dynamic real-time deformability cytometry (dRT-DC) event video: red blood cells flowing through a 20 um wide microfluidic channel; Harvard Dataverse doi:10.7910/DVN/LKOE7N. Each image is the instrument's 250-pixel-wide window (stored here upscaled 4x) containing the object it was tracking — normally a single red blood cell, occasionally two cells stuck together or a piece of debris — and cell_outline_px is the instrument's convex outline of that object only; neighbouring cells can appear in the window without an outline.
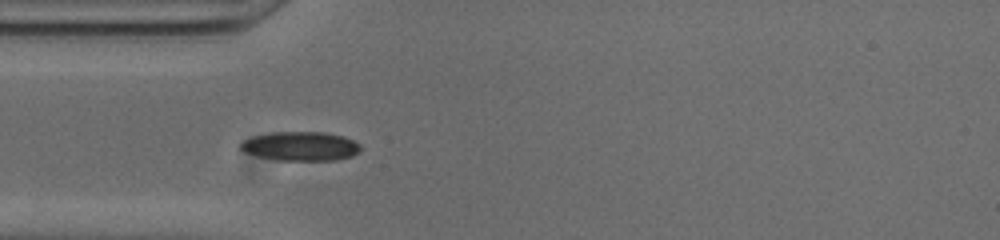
{"species": "common noctule bat (a hibernating species)", "species_latin": "Nyctalus noctula", "temperature_condition": "cold", "stored_images_in_passage": 36, "camera_frame_rate_fps": 3000, "um_per_image_px": 0.085, "animal": {"sex": "male", "body_mass_g": 20.0, "forearm_length_mm": 53.3}, "frame": {"image": 1, "passage_image": 5, "time_ms": 1.333, "image_size_px": [1000, 240], "cell_outline_px": [[360, 152], [352, 156], [336, 160], [280, 160], [260, 156], [244, 152], [240, 148], [240, 144], [244, 140], [252, 136], [272, 132], [324, 132], [344, 136], [360, 144]], "centroid_in_image_um": [25.57, 12.42], "position_along_channel_um": 59.4, "area_um2": 20.29}}
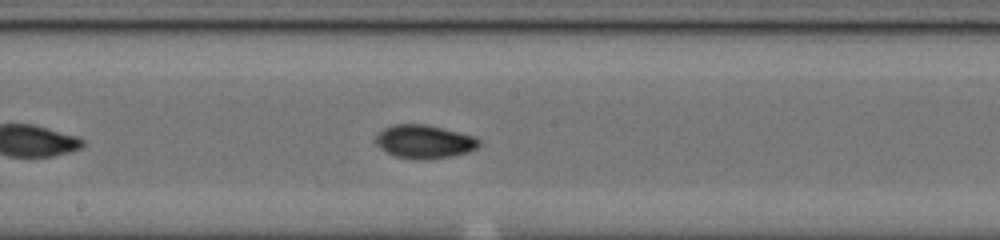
{"frame": {"image": 2, "passage_image": 17, "time_ms": 5.333, "image_size_px": [1000, 240], "cell_outline_px": [[480, 144], [476, 148], [468, 152], [452, 156], [396, 156], [380, 148], [376, 144], [376, 136], [384, 128], [392, 124], [424, 124], [476, 136], [480, 140]], "centroid_in_image_um": [36.09, 11.98], "position_along_channel_um": 212.1, "area_um2": 19.19}}
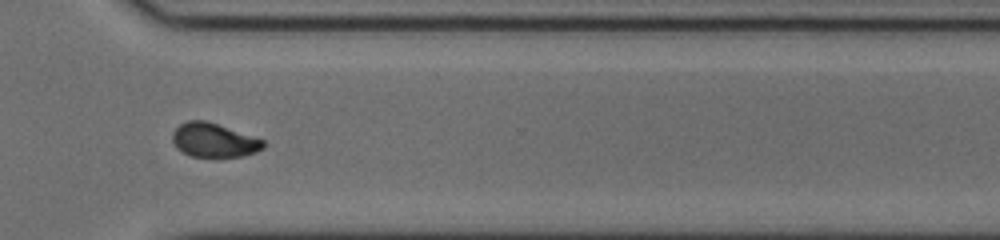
{"frame": {"image": 3, "passage_image": 28, "time_ms": 9.0, "image_size_px": [1000, 240], "cell_outline_px": [[264, 148], [256, 152], [244, 156], [192, 156], [176, 148], [172, 140], [172, 132], [180, 124], [188, 120], [208, 120], [264, 140]], "centroid_in_image_um": [18.17, 11.89], "position_along_channel_um": 352.4, "area_um2": 17.98}, "authors_computed_cell_mechanics": {"area_um2": 18.6694, "velocity_mm_per_s": 3.8189, "shape_relaxation_time_tau1_ms": 6.0284, "shape_relaxation_time_tau2_ms": 2.9488, "deformation_change_tau1": 0.1648, "deformation_change_tau2": 0.0556}}